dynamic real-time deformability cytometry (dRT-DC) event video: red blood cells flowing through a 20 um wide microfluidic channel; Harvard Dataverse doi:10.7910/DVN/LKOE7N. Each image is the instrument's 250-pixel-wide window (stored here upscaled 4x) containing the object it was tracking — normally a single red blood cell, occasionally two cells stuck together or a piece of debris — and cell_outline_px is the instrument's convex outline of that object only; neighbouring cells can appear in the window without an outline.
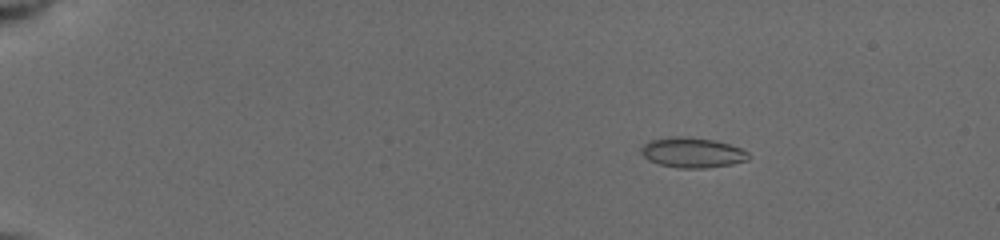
{"species": "common noctule bat (a hibernating species)", "species_latin": "Nyctalus noctula", "temperature_condition": "cold", "stored_images_in_passage": 17, "camera_frame_rate_fps": 3000, "um_per_image_px": 0.085, "animal": {"sex": "female", "body_mass_g": 19.5, "forearm_length_mm": 54.1}, "frame": {"image": 1, "passage_image": 4, "time_ms": 1.667, "image_size_px": [1000, 240], "cell_outline_px": [[752, 156], [748, 160], [732, 164], [704, 168], [676, 168], [660, 164], [648, 160], [640, 152], [640, 148], [648, 140], [676, 136], [716, 140], [740, 148], [748, 152]], "centroid_in_image_um": [58.84, 12.97], "position_along_channel_um": 26.2, "area_um2": 18.9}}
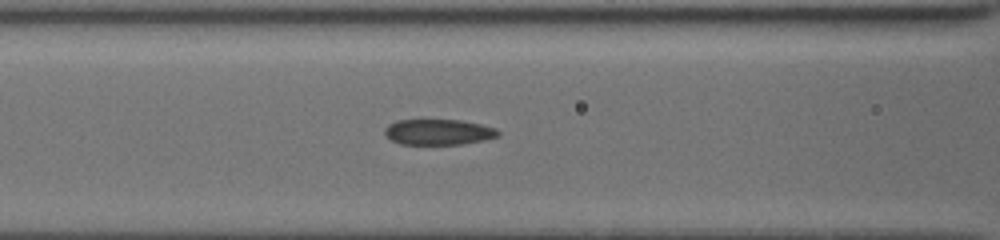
{"frame": {"image": 2, "passage_image": 13, "time_ms": 7.0, "image_size_px": [1000, 240], "cell_outline_px": [[500, 136], [484, 140], [460, 144], [400, 144], [384, 136], [384, 128], [388, 124], [396, 120], [460, 120], [480, 124], [496, 128], [500, 132]], "centroid_in_image_um": [37.25, 11.22], "position_along_channel_um": 129.4, "area_um2": 17.05}}
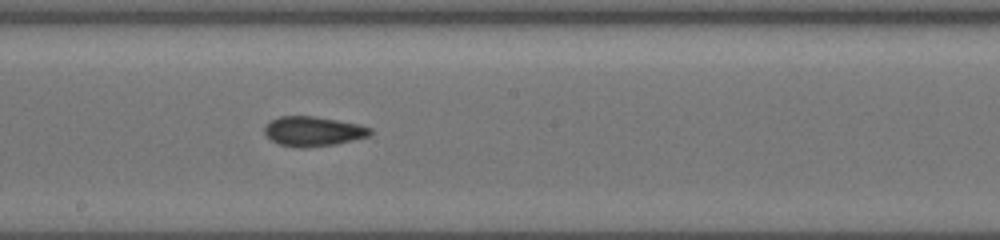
{"frame": {"image": 3, "passage_image": 17, "time_ms": 9.333, "image_size_px": [1000, 240], "cell_outline_px": [[372, 132], [368, 136], [336, 144], [304, 148], [296, 148], [280, 144], [272, 140], [264, 132], [264, 124], [280, 116], [316, 116], [360, 124], [372, 128]], "centroid_in_image_um": [26.62, 11.16], "position_along_channel_um": 221.6, "area_um2": 18.38}}